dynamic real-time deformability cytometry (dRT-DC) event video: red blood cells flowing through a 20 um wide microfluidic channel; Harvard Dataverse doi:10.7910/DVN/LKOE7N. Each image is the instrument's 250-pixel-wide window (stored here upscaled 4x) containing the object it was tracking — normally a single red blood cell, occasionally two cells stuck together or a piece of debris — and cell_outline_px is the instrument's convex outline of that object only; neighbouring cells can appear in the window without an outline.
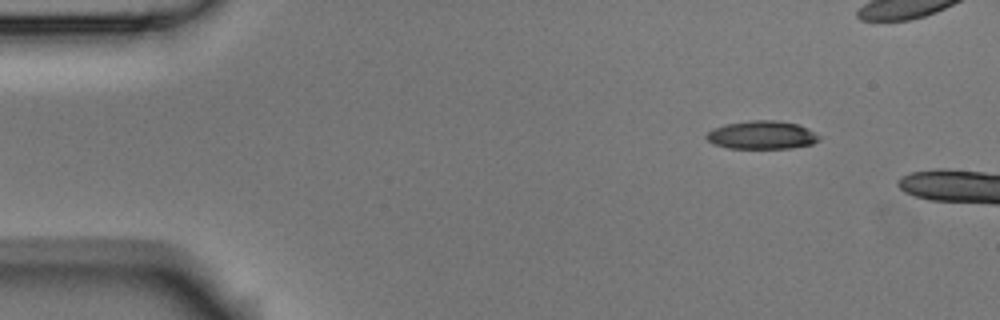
{"species": "Egyptian fruit bat (a non-hibernating species)", "species_latin": "Rousettus aegyptiacus", "temperature_condition": "room temperature", "stored_images_in_passage": 6, "segment_of_instrument_passage": [2, 2], "camera_frame_rate_fps": 3000, "um_per_image_px": 0.085, "animal": {"sex": "male"}, "frame": {"image": 1, "passage_image": 6, "time_ms": 1.667, "image_size_px": [1000, 320], "cell_outline_px": [[824, 136], [820, 140], [812, 144], [792, 148], [728, 148], [712, 144], [704, 136], [712, 128], [724, 124], [752, 120], [776, 120], [796, 124], [808, 128]], "centroid_in_image_um": [64.78, 11.48], "position_along_channel_um": 20.2, "area_um2": 18.84}}